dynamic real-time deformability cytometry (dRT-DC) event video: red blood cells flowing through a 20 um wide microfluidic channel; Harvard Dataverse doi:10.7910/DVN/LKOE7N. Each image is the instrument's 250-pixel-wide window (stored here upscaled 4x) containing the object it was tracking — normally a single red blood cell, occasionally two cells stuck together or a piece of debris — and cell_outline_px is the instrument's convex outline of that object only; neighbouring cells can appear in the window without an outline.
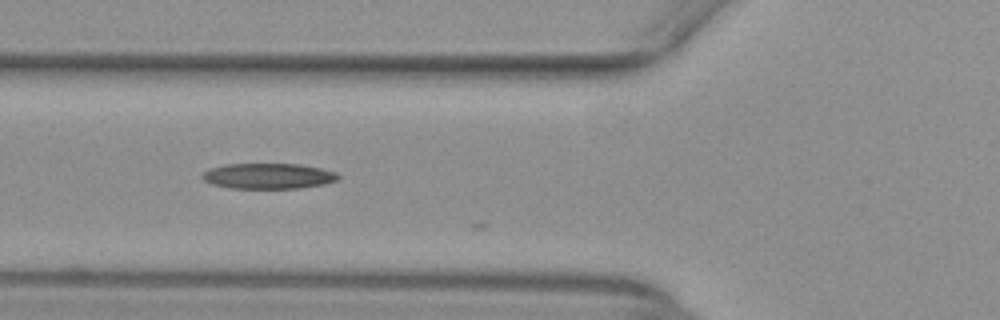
{"species": "common noctule bat (a hibernating species)", "species_latin": "Nyctalus noctula", "temperature_condition": "warm", "stored_images_in_passage": 9, "camera_frame_rate_fps": 3000, "um_per_image_px": 0.085, "animal": {"sex": "female", "body_mass_g": 29.2, "forearm_length_mm": 56.3}, "frame": {"image": 1, "passage_image": 8, "time_ms": 2.333, "image_size_px": [1000, 320], "cell_outline_px": [[340, 176], [336, 180], [324, 184], [300, 188], [228, 188], [212, 184], [204, 180], [200, 176], [208, 168], [224, 164], [300, 164], [320, 168], [336, 172]], "centroid_in_image_um": [22.77, 14.96], "position_along_channel_um": 103.0, "area_um2": 20.29}}